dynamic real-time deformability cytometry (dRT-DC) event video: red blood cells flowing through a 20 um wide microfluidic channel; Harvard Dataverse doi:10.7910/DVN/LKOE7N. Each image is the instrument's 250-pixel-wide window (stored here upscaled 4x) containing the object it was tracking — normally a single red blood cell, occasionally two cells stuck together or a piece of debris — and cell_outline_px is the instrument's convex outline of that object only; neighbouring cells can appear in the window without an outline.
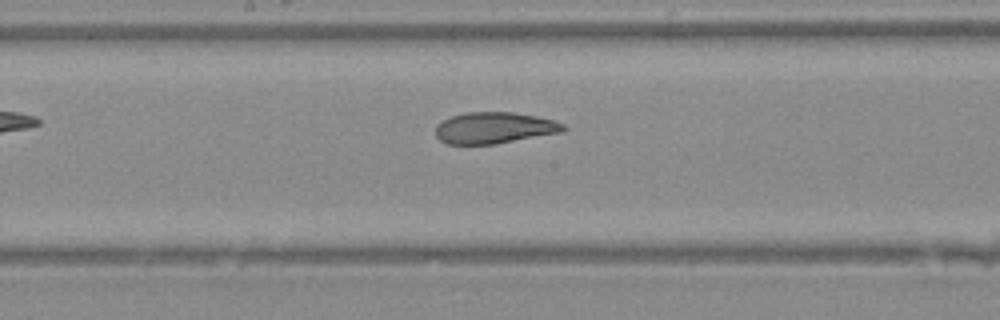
{"species": "Egyptian fruit bat (a non-hibernating species)", "species_latin": "Rousettus aegyptiacus", "temperature_condition": "warm", "stored_images_in_passage": 12, "camera_frame_rate_fps": 3000, "um_per_image_px": 0.085, "animal": {"sex": "female"}, "frame": {"image": 1, "passage_image": 10, "time_ms": 3.0, "image_size_px": [1000, 320], "cell_outline_px": [[568, 128], [564, 132], [496, 144], [444, 144], [436, 136], [436, 124], [452, 116], [468, 112], [512, 112], [536, 116], [552, 120], [564, 124]], "centroid_in_image_um": [42.03, 10.88], "position_along_channel_um": 206.2, "area_um2": 23.47}}